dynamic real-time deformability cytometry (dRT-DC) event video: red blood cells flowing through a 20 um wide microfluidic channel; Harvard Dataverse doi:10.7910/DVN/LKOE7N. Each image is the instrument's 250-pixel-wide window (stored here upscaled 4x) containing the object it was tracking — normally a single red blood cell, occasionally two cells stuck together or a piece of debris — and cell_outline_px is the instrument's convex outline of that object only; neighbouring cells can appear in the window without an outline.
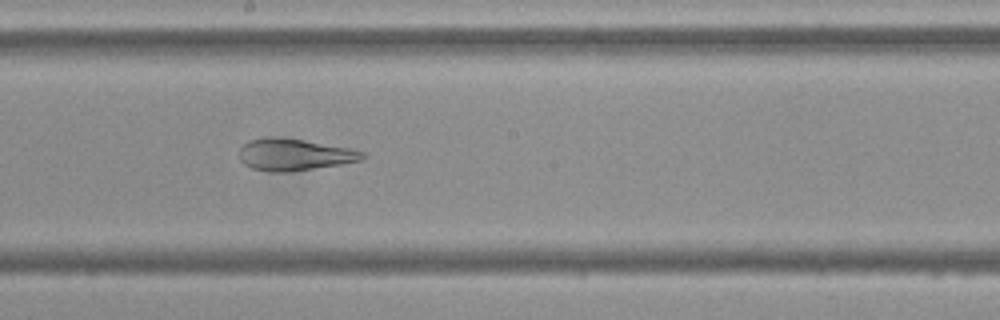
{"species": "Egyptian fruit bat (a non-hibernating species)", "species_latin": "Rousettus aegyptiacus", "temperature_condition": "cold", "stored_images_in_passage": 45, "camera_frame_rate_fps": 3000, "um_per_image_px": 0.085, "frame": {"image": 1, "passage_image": 20, "time_ms": 6.333, "image_size_px": [1000, 320], "cell_outline_px": [[364, 160], [292, 172], [272, 172], [252, 168], [244, 164], [240, 160], [240, 148], [248, 140], [304, 140], [348, 148], [364, 152]], "centroid_in_image_um": [25.05, 13.2], "position_along_channel_um": 223.1, "area_um2": 21.96}}
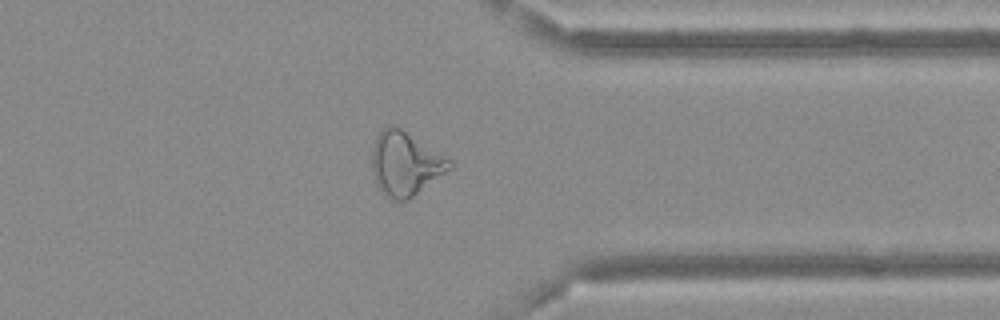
{"frame": {"image": 2, "passage_image": 33, "time_ms": 10.667, "image_size_px": [1000, 320], "cell_outline_px": [[452, 168], [408, 200], [392, 200], [376, 184], [372, 172], [372, 148], [376, 136], [388, 124], [392, 124], [400, 128], [452, 160]], "centroid_in_image_um": [34.44, 13.9], "position_along_channel_um": 377.0, "area_um2": 28.61}}
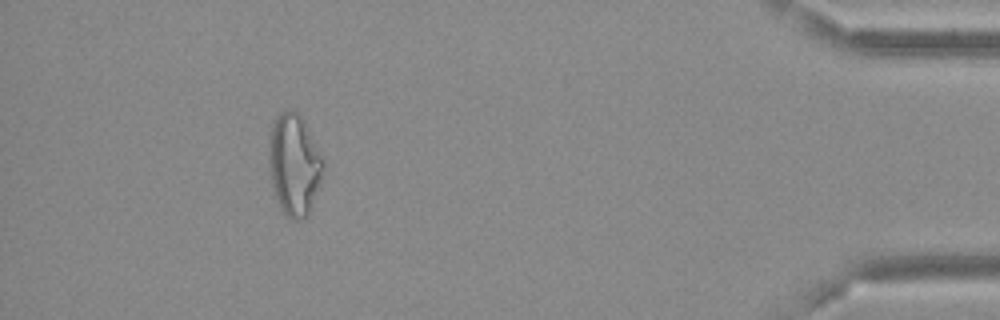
{"frame": {"image": 3, "passage_image": 40, "time_ms": 13.0, "image_size_px": [1000, 320], "cell_outline_px": [[324, 172], [320, 184], [308, 216], [300, 220], [292, 220], [284, 216], [280, 208], [272, 184], [268, 168], [268, 144], [272, 120], [284, 108], [296, 108], [300, 112], [324, 160]], "centroid_in_image_um": [24.99, 13.94], "position_along_channel_um": 410.2, "area_um2": 33.12}, "authors_computed_cell_mechanics": {"area_um2": 28.611, "velocity_mm_per_s": 3.6791, "shape_relaxation_time_tau1_ms": null, "shape_relaxation_time_tau2_ms": 1.4691, "deformation_change_tau1": null, "deformation_change_tau2": 0.0883}}